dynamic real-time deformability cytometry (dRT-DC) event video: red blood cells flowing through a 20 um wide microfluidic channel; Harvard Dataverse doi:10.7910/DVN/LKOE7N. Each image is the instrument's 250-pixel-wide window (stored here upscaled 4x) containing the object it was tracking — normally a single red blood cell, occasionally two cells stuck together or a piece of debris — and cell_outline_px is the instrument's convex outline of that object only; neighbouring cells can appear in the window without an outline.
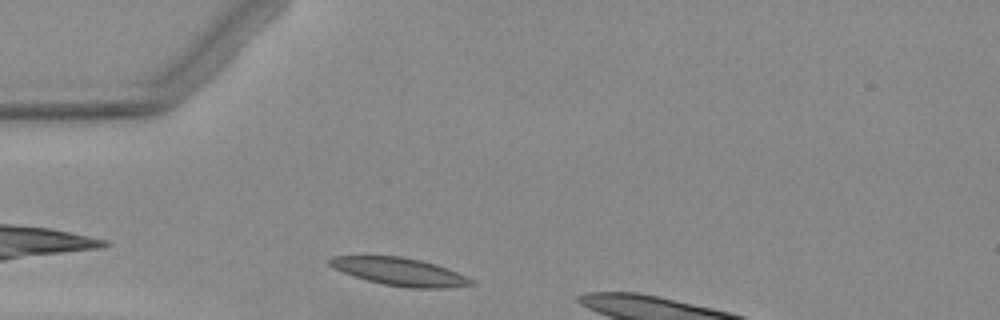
{"species": "Egyptian fruit bat (a non-hibernating species)", "species_latin": "Rousettus aegyptiacus", "temperature_condition": "warm", "stored_images_in_passage": 3, "camera_frame_rate_fps": 3000, "um_per_image_px": 0.085, "animal": {"sex": "female"}, "frame": {"image": 1, "passage_image": 1, "time_ms": 0.0, "image_size_px": [1000, 320], "cell_outline_px": [[476, 284], [448, 288], [408, 288], [384, 284], [368, 280], [344, 272], [328, 264], [328, 260], [332, 256], [400, 256], [420, 260], [436, 264], [448, 268], [468, 276], [476, 280]], "centroid_in_image_um": [34.08, 23.1], "position_along_channel_um": 50.9, "area_um2": 22.89}}